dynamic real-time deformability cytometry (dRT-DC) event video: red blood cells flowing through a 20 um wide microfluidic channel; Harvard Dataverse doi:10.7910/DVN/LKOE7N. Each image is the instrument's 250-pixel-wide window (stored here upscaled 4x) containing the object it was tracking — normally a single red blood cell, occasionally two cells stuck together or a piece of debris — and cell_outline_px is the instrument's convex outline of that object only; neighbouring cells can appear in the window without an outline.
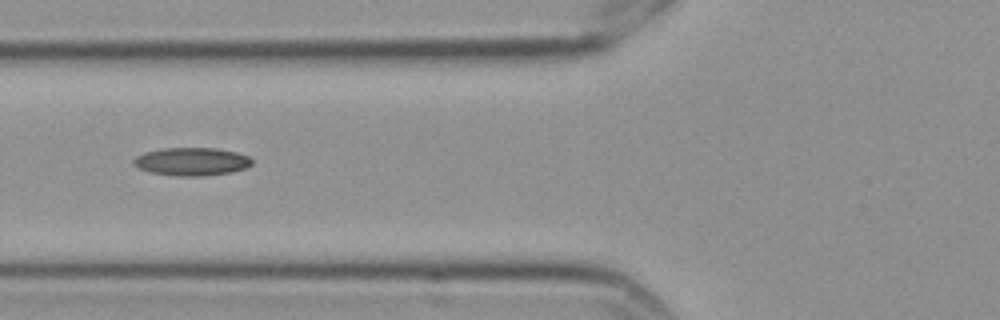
{"species": "Egyptian fruit bat (a non-hibernating species)", "species_latin": "Rousettus aegyptiacus", "temperature_condition": "cold", "stored_images_in_passage": 11, "camera_frame_rate_fps": 3000, "um_per_image_px": 0.085, "frame": {"image": 1, "passage_image": 2, "time_ms": 0.333, "image_size_px": [1000, 320], "cell_outline_px": [[252, 164], [244, 168], [228, 172], [200, 176], [180, 176], [148, 172], [132, 164], [132, 160], [136, 156], [144, 152], [164, 148], [216, 148], [236, 152], [248, 156], [252, 160]], "centroid_in_image_um": [16.25, 13.72], "position_along_channel_um": 109.6, "area_um2": 19.19}}
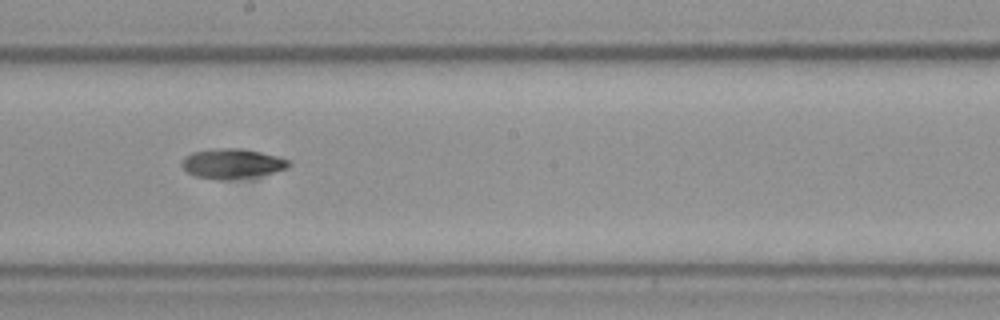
{"frame": {"image": 2, "passage_image": 5, "time_ms": 1.333, "image_size_px": [1000, 320], "cell_outline_px": [[292, 164], [288, 168], [272, 172], [252, 176], [196, 176], [188, 172], [180, 164], [184, 156], [192, 152], [208, 148], [240, 148], [280, 156], [288, 160]], "centroid_in_image_um": [19.74, 13.82], "position_along_channel_um": 228.5, "area_um2": 17.74}}
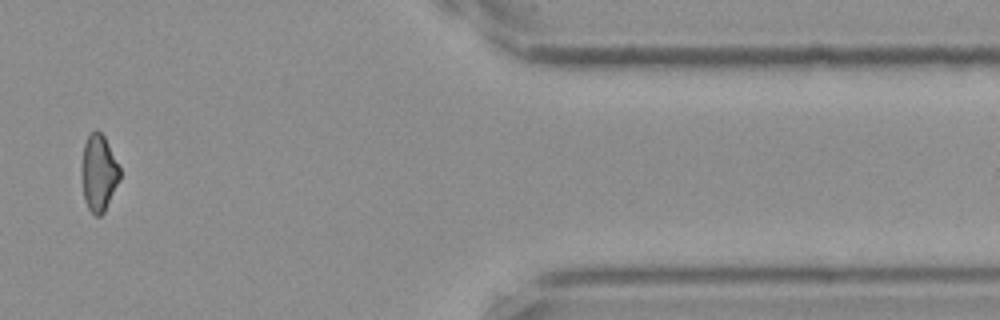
{"frame": {"image": 3, "passage_image": 10, "time_ms": 3.0, "image_size_px": [1000, 320], "cell_outline_px": [[120, 180], [104, 212], [100, 216], [96, 216], [88, 208], [84, 200], [80, 176], [80, 168], [84, 144], [88, 136], [96, 128], [104, 136], [120, 168]], "centroid_in_image_um": [8.36, 14.7], "position_along_channel_um": 403.0, "area_um2": 17.28}}